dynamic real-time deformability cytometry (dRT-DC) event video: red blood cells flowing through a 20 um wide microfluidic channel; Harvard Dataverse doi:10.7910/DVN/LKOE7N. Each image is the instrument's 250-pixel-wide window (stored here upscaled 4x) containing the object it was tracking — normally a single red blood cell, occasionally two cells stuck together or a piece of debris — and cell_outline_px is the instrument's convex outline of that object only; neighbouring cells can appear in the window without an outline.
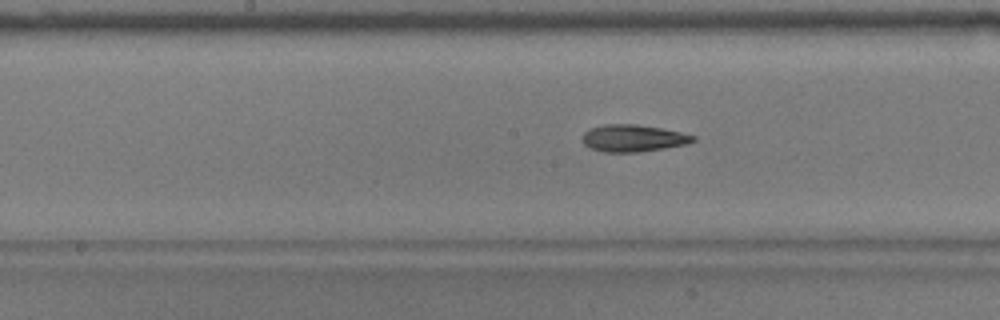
{"species": "common noctule bat (a hibernating species)", "species_latin": "Nyctalus noctula", "temperature_condition": "warm", "stored_images_in_passage": 53, "camera_frame_rate_fps": 3000, "um_per_image_px": 0.085, "animal": {"sex": "male", "body_mass_g": 17.9}, "frame": {"image": 1, "passage_image": 27, "time_ms": 8.667, "image_size_px": [1000, 320], "cell_outline_px": [[696, 140], [688, 144], [640, 152], [604, 152], [588, 148], [584, 144], [584, 132], [588, 128], [604, 124], [636, 124], [660, 128], [680, 132], [696, 136]], "centroid_in_image_um": [53.81, 11.75], "position_along_channel_um": 194.4, "area_um2": 17.51}}
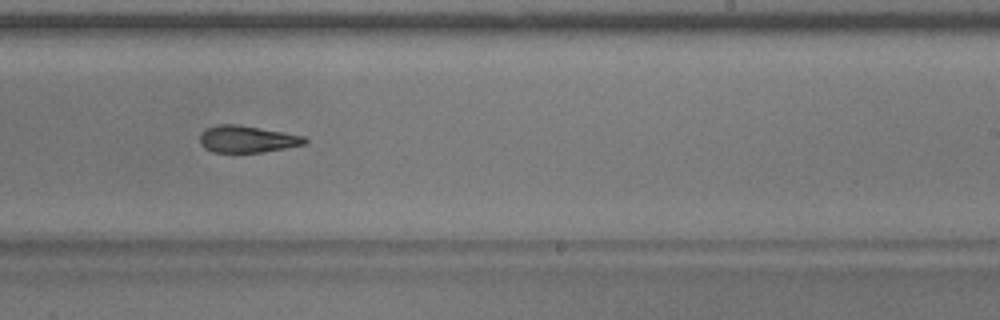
{"frame": {"image": 2, "passage_image": 33, "time_ms": 10.667, "image_size_px": [1000, 320], "cell_outline_px": [[308, 140], [304, 144], [264, 152], [212, 152], [204, 148], [200, 144], [200, 136], [208, 128], [216, 124], [236, 124], [284, 132], [304, 136]], "centroid_in_image_um": [21.0, 11.83], "position_along_channel_um": 268.0, "area_um2": 16.3}}
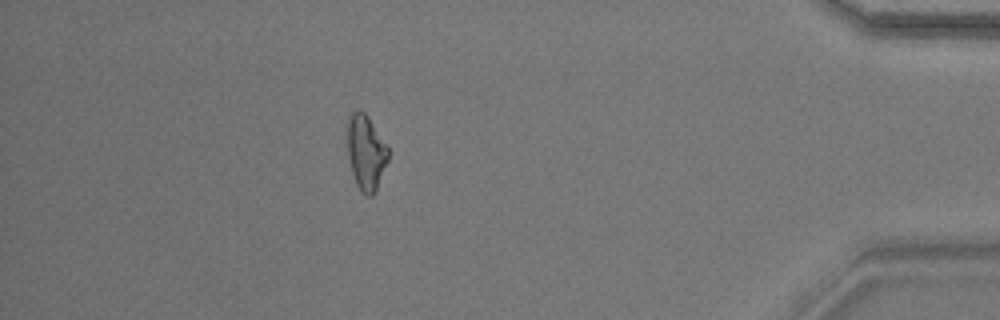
{"frame": {"image": 3, "passage_image": 48, "time_ms": 15.667, "image_size_px": [1000, 320], "cell_outline_px": [[388, 160], [376, 192], [372, 196], [368, 196], [356, 184], [352, 172], [348, 156], [348, 120], [352, 112], [360, 108], [368, 116], [388, 148]], "centroid_in_image_um": [31.11, 12.95], "position_along_channel_um": 404.1, "area_um2": 17.63}}